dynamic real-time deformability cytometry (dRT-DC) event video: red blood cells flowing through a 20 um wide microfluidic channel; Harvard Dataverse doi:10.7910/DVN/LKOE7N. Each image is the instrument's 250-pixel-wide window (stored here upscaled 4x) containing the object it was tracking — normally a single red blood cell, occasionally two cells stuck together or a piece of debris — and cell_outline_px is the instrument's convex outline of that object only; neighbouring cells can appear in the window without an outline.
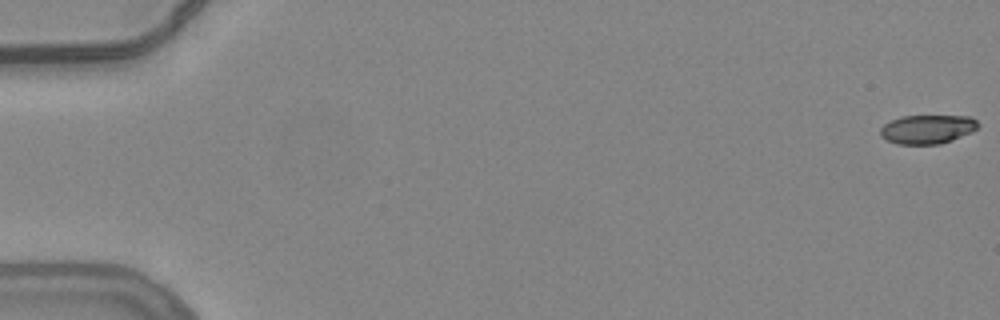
{"species": "common noctule bat (a hibernating species)", "species_latin": "Nyctalus noctula", "temperature_condition": "warm", "stored_images_in_passage": 12, "camera_frame_rate_fps": 3000, "um_per_image_px": 0.085, "animal": {"sex": "female", "body_mass_g": 24.6, "forearm_length_mm": 56.2}, "frame": {"image": 1, "passage_image": 1, "time_ms": 0.0, "image_size_px": [1000, 320], "cell_outline_px": [[980, 124], [972, 132], [952, 140], [940, 144], [896, 144], [880, 136], [880, 128], [884, 124], [900, 116], [972, 116]], "centroid_in_image_um": [78.83, 10.98], "position_along_channel_um": 6.2, "area_um2": 16.53}}